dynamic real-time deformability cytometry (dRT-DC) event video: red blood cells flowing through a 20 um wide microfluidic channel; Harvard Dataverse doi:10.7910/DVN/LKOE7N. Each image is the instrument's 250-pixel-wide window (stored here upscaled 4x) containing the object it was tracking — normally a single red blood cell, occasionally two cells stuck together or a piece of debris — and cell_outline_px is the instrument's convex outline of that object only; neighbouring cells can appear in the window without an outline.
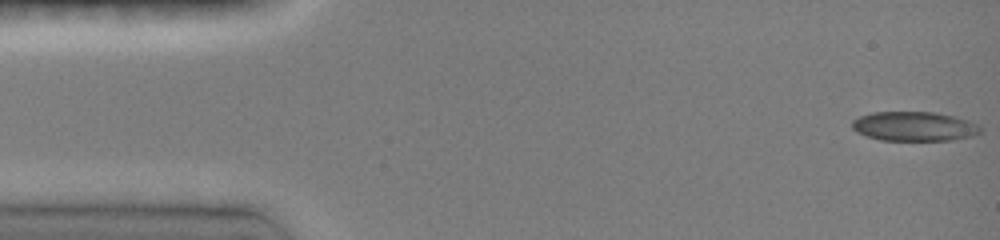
{"species": "common noctule bat (a hibernating species)", "species_latin": "Nyctalus noctula", "temperature_condition": "room temperature", "stored_images_in_passage": 11, "camera_frame_rate_fps": 3000, "um_per_image_px": 0.085, "animal": {"sex": "female", "body_mass_g": 19.0, "forearm_length_mm": 51.5}, "frame": {"image": 1, "passage_image": 1, "time_ms": 0.0, "image_size_px": [1000, 240], "cell_outline_px": [[980, 132], [972, 136], [952, 140], [880, 140], [856, 132], [852, 128], [852, 120], [860, 116], [872, 112], [936, 112], [956, 116], [968, 120], [976, 124], [980, 128]], "centroid_in_image_um": [77.69, 10.73], "position_along_channel_um": 7.3, "area_um2": 21.96}}
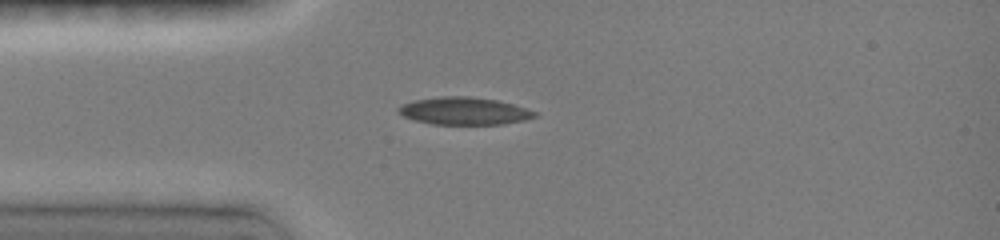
{"frame": {"image": 2, "passage_image": 10, "time_ms": 3.667, "image_size_px": [1000, 240], "cell_outline_px": [[536, 116], [524, 120], [504, 124], [432, 124], [416, 120], [404, 116], [396, 112], [396, 108], [412, 100], [440, 96], [468, 96], [496, 100], [512, 104], [536, 112]], "centroid_in_image_um": [39.4, 9.43], "position_along_channel_um": 45.6, "area_um2": 21.68}}
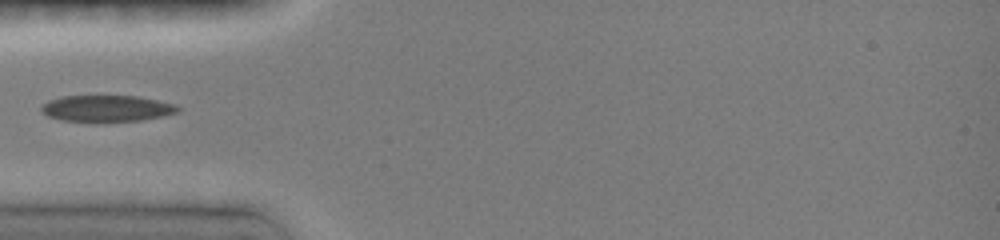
{"frame": {"image": 3, "passage_image": 11, "time_ms": 4.667, "image_size_px": [1000, 240], "cell_outline_px": [[180, 108], [176, 112], [164, 116], [140, 120], [64, 120], [48, 116], [40, 112], [40, 108], [48, 100], [60, 96], [136, 96], [176, 104]], "centroid_in_image_um": [9.06, 9.19], "position_along_channel_um": 75.9, "area_um2": 20.46}}